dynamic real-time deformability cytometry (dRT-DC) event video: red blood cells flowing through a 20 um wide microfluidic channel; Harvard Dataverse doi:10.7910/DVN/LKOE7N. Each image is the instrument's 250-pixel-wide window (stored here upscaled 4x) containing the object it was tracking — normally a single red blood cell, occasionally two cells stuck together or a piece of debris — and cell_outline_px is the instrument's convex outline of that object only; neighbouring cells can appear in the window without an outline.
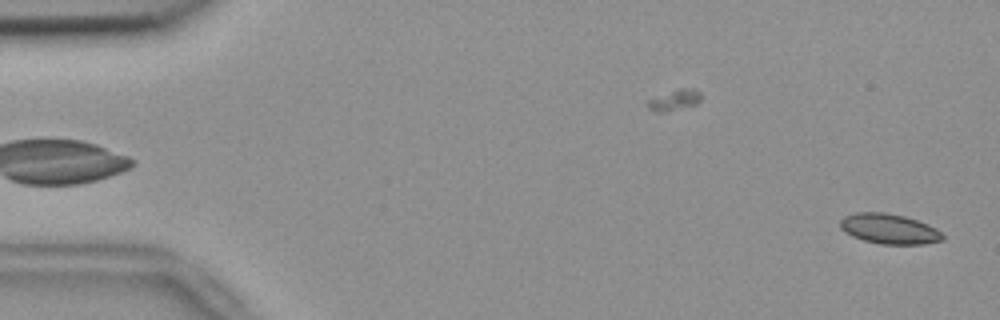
{"species": "common noctule bat (a hibernating species)", "species_latin": "Nyctalus noctula", "temperature_condition": "room temperature", "stored_images_in_passage": 54, "camera_frame_rate_fps": 3000, "um_per_image_px": 0.085, "animal": {"sex": "female", "body_mass_g": 18.4}, "frame": {"image": 1, "passage_image": 1, "time_ms": 0.0, "image_size_px": [1000, 320], "cell_outline_px": [[944, 240], [924, 244], [880, 244], [864, 240], [852, 236], [844, 232], [840, 228], [840, 220], [844, 216], [856, 212], [884, 212], [904, 216], [916, 220], [936, 228], [944, 236]], "centroid_in_image_um": [75.56, 19.45], "position_along_channel_um": 9.4, "area_um2": 17.98}}
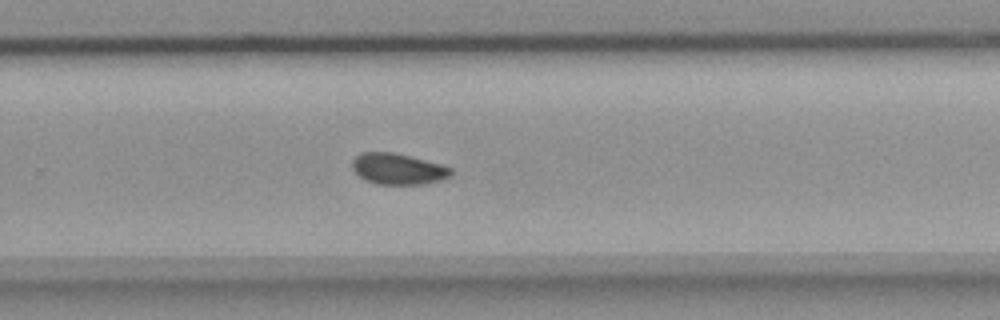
{"frame": {"image": 2, "passage_image": 35, "time_ms": 11.333, "image_size_px": [1000, 320], "cell_outline_px": [[452, 176], [440, 180], [424, 184], [376, 184], [364, 180], [352, 168], [352, 160], [360, 152], [392, 152], [440, 164], [452, 168]], "centroid_in_image_um": [33.82, 14.36], "position_along_channel_um": 296.0, "area_um2": 17.8}}
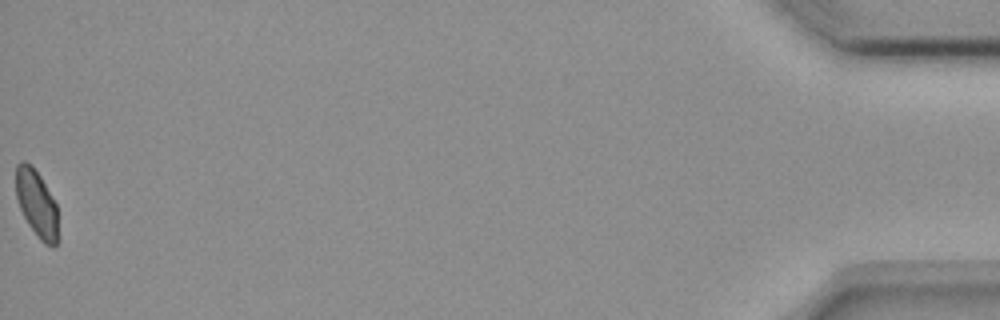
{"frame": {"image": 3, "passage_image": 54, "time_ms": 17.667, "image_size_px": [1000, 320], "cell_outline_px": [[56, 244], [52, 248], [44, 244], [40, 240], [28, 224], [20, 208], [16, 196], [16, 164], [20, 160], [24, 160], [32, 164], [40, 176], [56, 204]], "centroid_in_image_um": [3.08, 17.26], "position_along_channel_um": 432.1, "area_um2": 16.3}, "authors_computed_cell_mechanics": {"area_um2": 17.8602, "velocity_mm_per_s": 3.7234, "shape_relaxation_time_tau1_ms": 8.2267, "shape_relaxation_time_tau2_ms": 3.8023, "deformation_change_tau1": 0.0994, "deformation_change_tau2": 0.0652}}